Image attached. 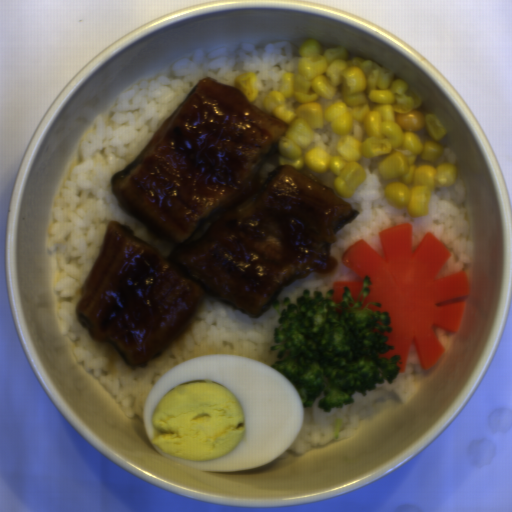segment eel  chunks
<instances>
[{"instance_id":"1","label":"eel chunks","mask_w":512,"mask_h":512,"mask_svg":"<svg viewBox=\"0 0 512 512\" xmlns=\"http://www.w3.org/2000/svg\"><path fill=\"white\" fill-rule=\"evenodd\" d=\"M288 123L237 86L199 79L148 145L111 176L123 211L165 237L162 254L111 220L75 315L126 364L157 359L210 295L259 319L311 273L337 266L330 245L360 214L291 164L261 181Z\"/></svg>"}]
</instances>
